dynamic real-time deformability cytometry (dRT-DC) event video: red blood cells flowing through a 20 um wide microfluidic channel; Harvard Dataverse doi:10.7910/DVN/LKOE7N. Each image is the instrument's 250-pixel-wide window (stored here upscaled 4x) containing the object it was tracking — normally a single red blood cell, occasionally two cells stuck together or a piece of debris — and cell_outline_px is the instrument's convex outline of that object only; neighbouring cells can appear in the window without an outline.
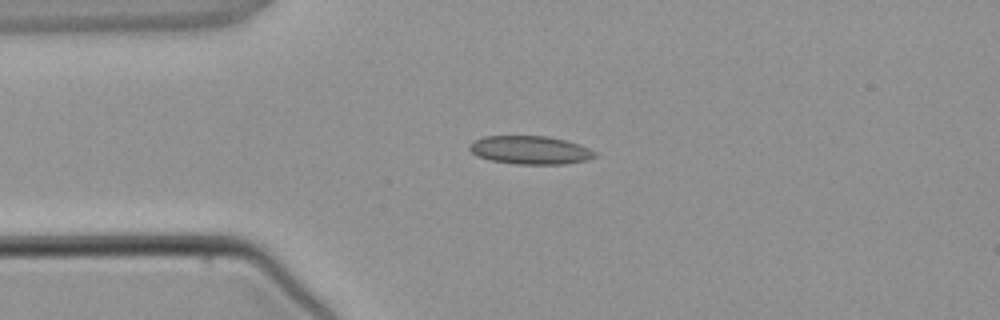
{"species": "common noctule bat (a hibernating species)", "species_latin": "Nyctalus noctula", "temperature_condition": "warm", "stored_images_in_passage": 1, "camera_frame_rate_fps": 3000, "um_per_image_px": 0.085, "animal": {"sex": "male", "body_mass_g": 21.5, "forearm_length_mm": 52.0}, "frame": {"image": 1, "passage_image": 1, "time_ms": 0.0, "image_size_px": [1000, 320], "cell_outline_px": [[596, 156], [588, 160], [564, 164], [516, 164], [492, 160], [476, 156], [468, 148], [476, 140], [484, 136], [548, 136], [580, 144], [596, 152]], "centroid_in_image_um": [45.1, 12.76], "position_along_channel_um": 39.9, "area_um2": 20.58}}